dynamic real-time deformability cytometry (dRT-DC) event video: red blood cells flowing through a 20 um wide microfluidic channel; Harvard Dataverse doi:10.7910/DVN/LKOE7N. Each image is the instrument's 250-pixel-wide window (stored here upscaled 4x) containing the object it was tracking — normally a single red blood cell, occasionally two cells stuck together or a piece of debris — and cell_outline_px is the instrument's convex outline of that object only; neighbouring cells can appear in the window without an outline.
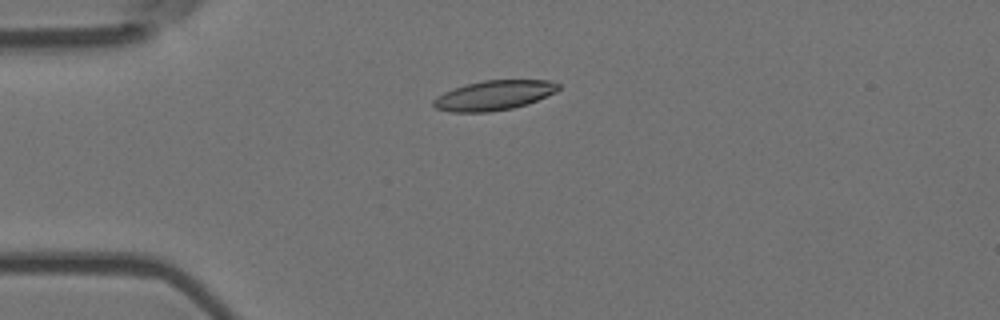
{"species": "Egyptian fruit bat (a non-hibernating species)", "species_latin": "Rousettus aegyptiacus", "temperature_condition": "room temperature", "stored_images_in_passage": 6, "camera_frame_rate_fps": 3000, "um_per_image_px": 0.085, "animal": {"sex": "female"}, "frame": {"image": 1, "passage_image": 4, "time_ms": 1.0, "image_size_px": [1000, 320], "cell_outline_px": [[560, 88], [556, 92], [528, 104], [512, 108], [488, 112], [448, 112], [436, 108], [432, 104], [432, 100], [436, 96], [444, 92], [464, 84], [484, 80], [548, 80], [560, 84]], "centroid_in_image_um": [41.97, 8.1], "position_along_channel_um": 43.0, "area_um2": 21.79}}
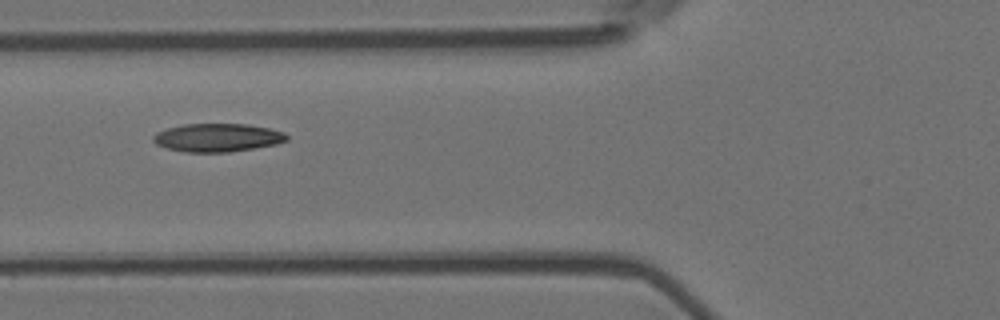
{"frame": {"image": 2, "passage_image": 6, "time_ms": 1.667, "image_size_px": [1000, 320], "cell_outline_px": [[288, 140], [276, 144], [228, 152], [184, 152], [168, 148], [156, 144], [152, 140], [152, 136], [156, 132], [180, 124], [248, 124], [268, 128], [284, 132], [288, 136]], "centroid_in_image_um": [18.46, 11.69], "position_along_channel_um": 107.3, "area_um2": 21.96}}